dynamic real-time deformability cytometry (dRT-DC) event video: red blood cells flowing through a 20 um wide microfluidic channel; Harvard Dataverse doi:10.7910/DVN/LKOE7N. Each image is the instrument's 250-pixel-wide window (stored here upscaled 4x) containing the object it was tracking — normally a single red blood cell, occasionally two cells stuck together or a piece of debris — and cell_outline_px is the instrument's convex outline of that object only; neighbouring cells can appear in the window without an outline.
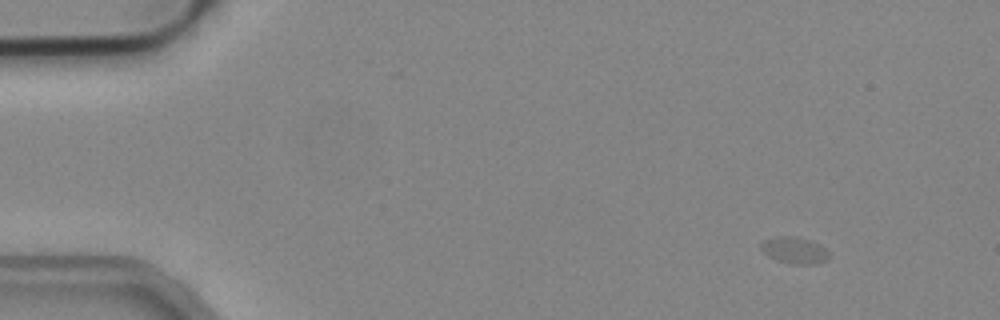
{"species": "common noctule bat (a hibernating species)", "species_latin": "Nyctalus noctula", "temperature_condition": "cold", "stored_images_in_passage": 54, "camera_frame_rate_fps": 3000, "um_per_image_px": 0.085, "animal": {"sex": "male", "body_mass_g": 19.2, "forearm_length_mm": 51.8}, "frame": {"image": 1, "passage_image": 7, "time_ms": 2.0, "image_size_px": [1000, 320], "cell_outline_px": [[828, 260], [812, 264], [792, 264], [776, 260], [768, 256], [760, 248], [760, 244], [764, 240], [776, 236], [792, 236], [808, 240], [820, 244], [828, 252]], "centroid_in_image_um": [67.5, 21.27], "position_along_channel_um": 17.5, "area_um2": 10.46}}
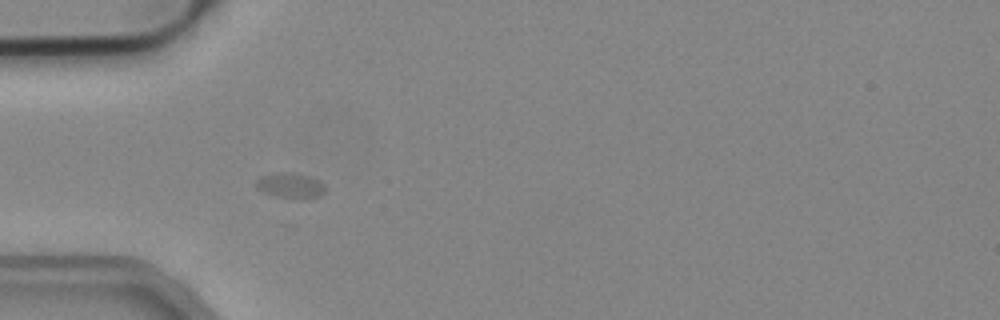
{"frame": {"image": 2, "passage_image": 18, "time_ms": 5.667, "image_size_px": [1000, 320], "cell_outline_px": [[324, 192], [320, 196], [304, 200], [296, 200], [276, 196], [264, 192], [256, 188], [256, 180], [260, 176], [284, 172], [292, 172], [308, 176], [316, 180], [324, 188]], "centroid_in_image_um": [24.65, 15.8], "position_along_channel_um": 60.3, "area_um2": 10.17}}